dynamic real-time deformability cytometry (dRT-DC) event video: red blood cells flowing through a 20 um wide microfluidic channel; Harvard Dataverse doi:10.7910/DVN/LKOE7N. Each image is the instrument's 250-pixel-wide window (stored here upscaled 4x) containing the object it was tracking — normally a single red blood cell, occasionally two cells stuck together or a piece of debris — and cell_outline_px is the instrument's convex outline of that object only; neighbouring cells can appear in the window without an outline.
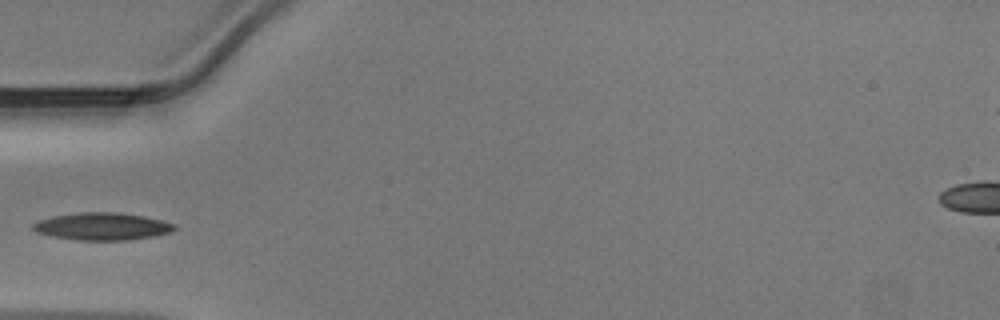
{"species": "Egyptian fruit bat (a non-hibernating species)", "species_latin": "Rousettus aegyptiacus", "temperature_condition": "warm", "stored_images_in_passage": 25, "camera_frame_rate_fps": 3000, "um_per_image_px": 0.085, "animal": {"sex": "male"}, "frame": {"image": 1, "passage_image": 1, "time_ms": 0.0, "image_size_px": [1000, 320], "cell_outline_px": [[176, 228], [172, 232], [152, 236], [124, 240], [76, 240], [52, 236], [36, 232], [32, 228], [32, 224], [40, 220], [52, 216], [80, 212], [120, 212], [144, 216], [160, 220], [172, 224]], "centroid_in_image_um": [8.65, 19.24], "position_along_channel_um": 76.3, "area_um2": 22.43}}
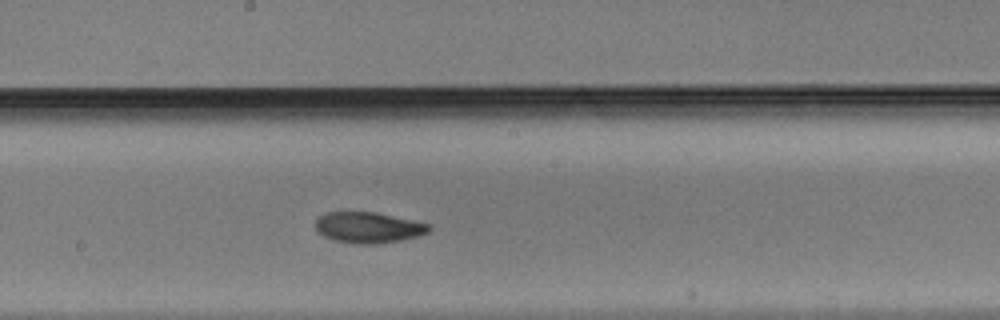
{"frame": {"image": 2, "passage_image": 11, "time_ms": 3.333, "image_size_px": [1000, 320], "cell_outline_px": [[432, 228], [428, 232], [420, 236], [400, 240], [376, 244], [352, 244], [332, 240], [324, 236], [316, 228], [316, 220], [324, 212], [376, 212], [412, 220], [428, 224]], "centroid_in_image_um": [31.3, 19.34], "position_along_channel_um": 216.9, "area_um2": 20.46}}
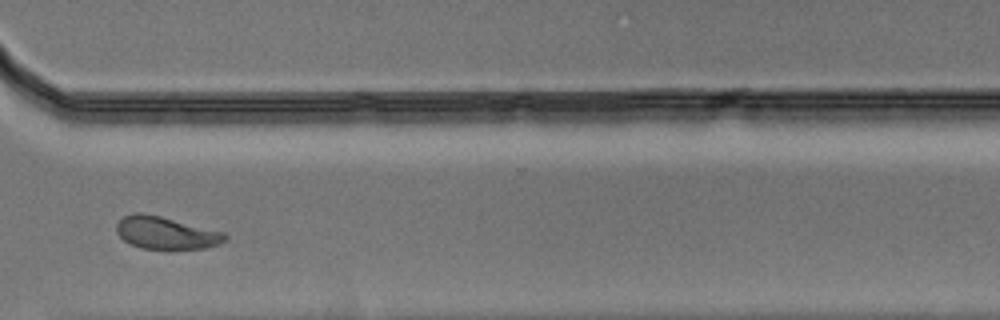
{"frame": {"image": 3, "passage_image": 21, "time_ms": 6.667, "image_size_px": [1000, 320], "cell_outline_px": [[228, 240], [220, 244], [208, 248], [140, 248], [124, 240], [116, 232], [116, 224], [124, 216], [132, 212], [140, 212], [160, 216], [224, 232], [228, 236]], "centroid_in_image_um": [14.12, 19.78], "position_along_channel_um": 356.5, "area_um2": 20.4}}